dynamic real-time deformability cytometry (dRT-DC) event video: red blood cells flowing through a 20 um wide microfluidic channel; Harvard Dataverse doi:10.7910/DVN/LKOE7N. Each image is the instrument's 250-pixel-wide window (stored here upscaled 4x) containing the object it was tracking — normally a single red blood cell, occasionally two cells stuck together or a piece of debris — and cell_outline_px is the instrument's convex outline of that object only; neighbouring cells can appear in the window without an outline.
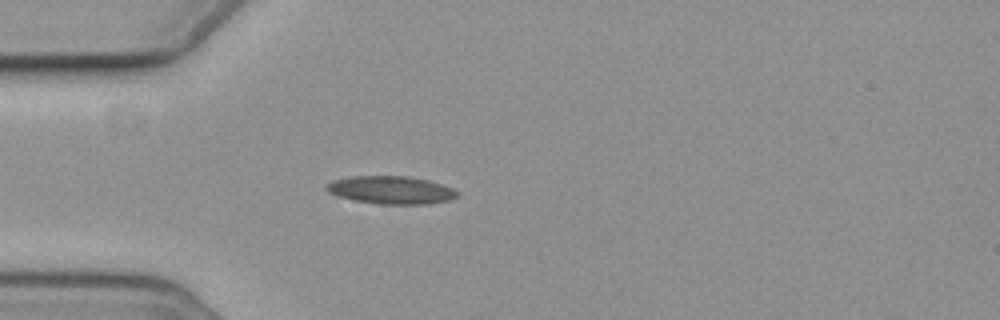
{"species": "common noctule bat (a hibernating species)", "species_latin": "Nyctalus noctula", "temperature_condition": "cold", "stored_images_in_passage": 3, "camera_frame_rate_fps": 3000, "um_per_image_px": 0.085, "animal": {"sex": "female", "body_mass_g": 19.3, "forearm_length_mm": 54.1}, "frame": {"image": 1, "passage_image": 3, "time_ms": 2.0, "image_size_px": [1000, 320], "cell_outline_px": [[460, 192], [456, 196], [448, 200], [424, 204], [380, 204], [352, 200], [336, 196], [328, 192], [324, 188], [332, 180], [352, 176], [408, 176], [428, 180], [452, 188]], "centroid_in_image_um": [33.19, 16.15], "position_along_channel_um": 51.8, "area_um2": 21.21}}